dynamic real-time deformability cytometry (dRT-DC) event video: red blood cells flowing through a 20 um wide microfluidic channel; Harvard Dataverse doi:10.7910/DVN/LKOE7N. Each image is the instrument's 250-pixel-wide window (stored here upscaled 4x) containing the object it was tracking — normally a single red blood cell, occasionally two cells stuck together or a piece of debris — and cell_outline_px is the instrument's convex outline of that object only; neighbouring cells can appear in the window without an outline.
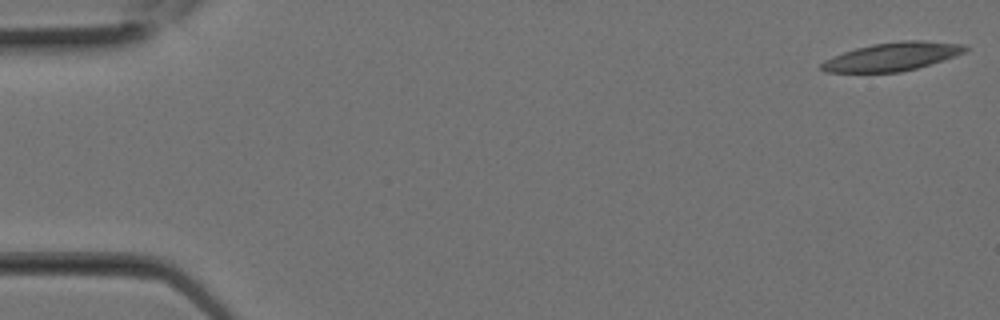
{"species": "Egyptian fruit bat (a non-hibernating species)", "species_latin": "Rousettus aegyptiacus", "temperature_condition": "room temperature", "stored_images_in_passage": 11, "camera_frame_rate_fps": 3000, "um_per_image_px": 0.085, "animal": {"sex": "female"}, "frame": {"image": 1, "passage_image": 1, "time_ms": 0.0, "image_size_px": [1000, 320], "cell_outline_px": [[968, 48], [964, 52], [956, 56], [916, 68], [900, 72], [824, 72], [820, 68], [820, 64], [824, 60], [832, 56], [856, 48], [872, 44], [904, 40], [924, 40], [964, 44]], "centroid_in_image_um": [75.83, 4.8], "position_along_channel_um": 9.2, "area_um2": 23.7}}
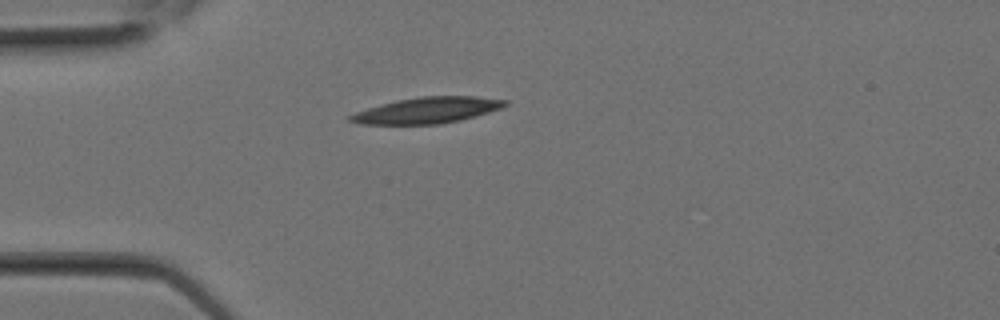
{"frame": {"image": 2, "passage_image": 7, "time_ms": 2.0, "image_size_px": [1000, 320], "cell_outline_px": [[508, 104], [500, 108], [476, 116], [460, 120], [440, 124], [360, 124], [348, 120], [348, 116], [356, 112], [368, 108], [396, 100], [420, 96], [476, 96], [508, 100]], "centroid_in_image_um": [36.32, 9.37], "position_along_channel_um": 48.7, "area_um2": 23.41}}
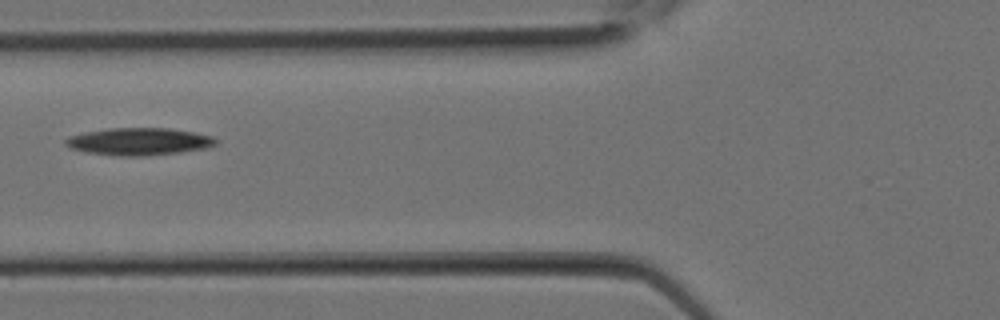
{"frame": {"image": 3, "passage_image": 10, "time_ms": 3.0, "image_size_px": [1000, 320], "cell_outline_px": [[216, 144], [204, 148], [180, 152], [144, 156], [120, 156], [88, 152], [72, 148], [64, 144], [64, 140], [68, 136], [84, 132], [108, 128], [168, 128], [192, 132], [212, 136], [216, 140]], "centroid_in_image_um": [11.77, 12.02], "position_along_channel_um": 114.0, "area_um2": 23.76}}